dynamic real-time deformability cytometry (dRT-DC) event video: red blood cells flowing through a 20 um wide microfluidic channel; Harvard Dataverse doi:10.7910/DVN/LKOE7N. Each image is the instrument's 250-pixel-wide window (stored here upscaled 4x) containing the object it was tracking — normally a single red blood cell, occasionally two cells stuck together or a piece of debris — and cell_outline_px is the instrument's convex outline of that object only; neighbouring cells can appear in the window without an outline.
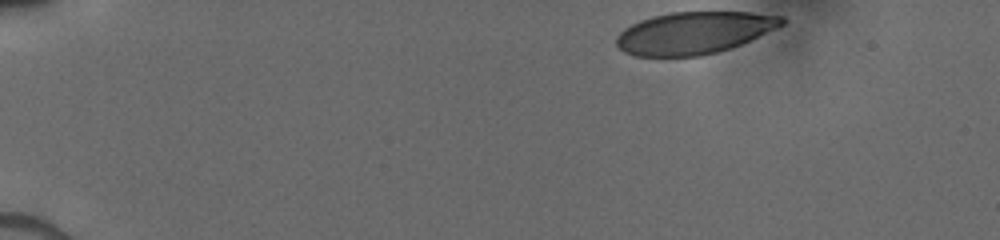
{"species": "human", "species_latin": "Homo sapiens", "temperature_condition": "cold", "stored_images_in_passage": 40, "camera_frame_rate_fps": 3000, "um_per_image_px": 0.085, "donor": {"sex": "male"}, "frame": {"image": 1, "passage_image": 1, "time_ms": 0.0, "image_size_px": [1000, 240], "cell_outline_px": [[788, 20], [784, 24], [776, 28], [740, 44], [716, 52], [700, 56], [636, 56], [624, 52], [616, 44], [616, 36], [624, 28], [640, 20], [652, 16], [668, 12], [752, 12], [784, 16]], "centroid_in_image_um": [58.99, 2.78], "position_along_channel_um": 26.0, "area_um2": 40.58}}
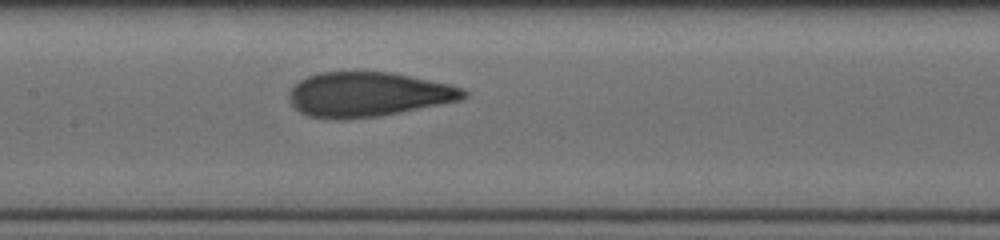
{"frame": {"image": 2, "passage_image": 24, "time_ms": 6.333, "image_size_px": [1000, 240], "cell_outline_px": [[468, 96], [460, 100], [376, 116], [336, 120], [308, 116], [300, 112], [292, 104], [288, 96], [288, 92], [300, 80], [308, 76], [320, 72], [392, 72], [448, 84], [464, 88], [468, 92]], "centroid_in_image_um": [31.26, 8.02], "position_along_channel_um": 176.1, "area_um2": 44.97}}
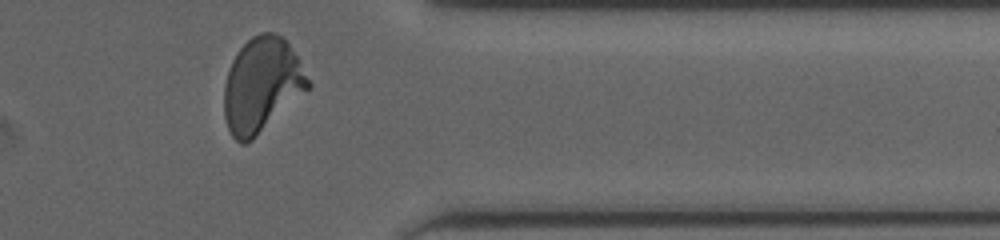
{"frame": {"image": 3, "passage_image": 40, "time_ms": 11.667, "image_size_px": [1000, 240], "cell_outline_px": [[312, 84], [308, 88], [252, 140], [244, 144], [240, 144], [232, 136], [228, 128], [224, 116], [224, 84], [232, 60], [236, 52], [252, 36], [260, 32], [276, 32], [288, 44], [300, 60]], "centroid_in_image_um": [22.23, 7.21], "position_along_channel_um": 389.2, "area_um2": 45.84}}